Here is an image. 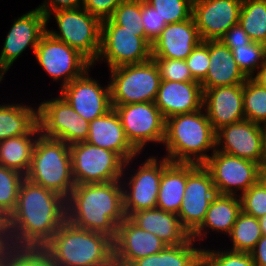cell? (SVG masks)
I'll use <instances>...</instances> for the list:
<instances>
[{
  "instance_id": "cell-1",
  "label": "cell",
  "mask_w": 266,
  "mask_h": 266,
  "mask_svg": "<svg viewBox=\"0 0 266 266\" xmlns=\"http://www.w3.org/2000/svg\"><path fill=\"white\" fill-rule=\"evenodd\" d=\"M65 221L66 199L25 178L16 209L4 222L7 247L42 248Z\"/></svg>"
},
{
  "instance_id": "cell-22",
  "label": "cell",
  "mask_w": 266,
  "mask_h": 266,
  "mask_svg": "<svg viewBox=\"0 0 266 266\" xmlns=\"http://www.w3.org/2000/svg\"><path fill=\"white\" fill-rule=\"evenodd\" d=\"M154 103L165 120L174 115L199 111L203 108L201 83L161 80Z\"/></svg>"
},
{
  "instance_id": "cell-29",
  "label": "cell",
  "mask_w": 266,
  "mask_h": 266,
  "mask_svg": "<svg viewBox=\"0 0 266 266\" xmlns=\"http://www.w3.org/2000/svg\"><path fill=\"white\" fill-rule=\"evenodd\" d=\"M40 135L38 123L25 135L0 142V165L26 175L29 171L35 142Z\"/></svg>"
},
{
  "instance_id": "cell-54",
  "label": "cell",
  "mask_w": 266,
  "mask_h": 266,
  "mask_svg": "<svg viewBox=\"0 0 266 266\" xmlns=\"http://www.w3.org/2000/svg\"><path fill=\"white\" fill-rule=\"evenodd\" d=\"M261 179L265 182L266 184V171H261Z\"/></svg>"
},
{
  "instance_id": "cell-16",
  "label": "cell",
  "mask_w": 266,
  "mask_h": 266,
  "mask_svg": "<svg viewBox=\"0 0 266 266\" xmlns=\"http://www.w3.org/2000/svg\"><path fill=\"white\" fill-rule=\"evenodd\" d=\"M11 26L0 53V82L27 47L30 46L35 52L40 39L47 32L48 24L46 16L35 8L16 18Z\"/></svg>"
},
{
  "instance_id": "cell-36",
  "label": "cell",
  "mask_w": 266,
  "mask_h": 266,
  "mask_svg": "<svg viewBox=\"0 0 266 266\" xmlns=\"http://www.w3.org/2000/svg\"><path fill=\"white\" fill-rule=\"evenodd\" d=\"M231 50L239 69L247 78L254 76L266 60L265 44L259 42H251Z\"/></svg>"
},
{
  "instance_id": "cell-9",
  "label": "cell",
  "mask_w": 266,
  "mask_h": 266,
  "mask_svg": "<svg viewBox=\"0 0 266 266\" xmlns=\"http://www.w3.org/2000/svg\"><path fill=\"white\" fill-rule=\"evenodd\" d=\"M75 185L121 180L125 161L115 152L88 142L70 145Z\"/></svg>"
},
{
  "instance_id": "cell-43",
  "label": "cell",
  "mask_w": 266,
  "mask_h": 266,
  "mask_svg": "<svg viewBox=\"0 0 266 266\" xmlns=\"http://www.w3.org/2000/svg\"><path fill=\"white\" fill-rule=\"evenodd\" d=\"M195 81L201 83L209 68V40L202 41L185 59Z\"/></svg>"
},
{
  "instance_id": "cell-48",
  "label": "cell",
  "mask_w": 266,
  "mask_h": 266,
  "mask_svg": "<svg viewBox=\"0 0 266 266\" xmlns=\"http://www.w3.org/2000/svg\"><path fill=\"white\" fill-rule=\"evenodd\" d=\"M250 254L255 266H266V235H262Z\"/></svg>"
},
{
  "instance_id": "cell-7",
  "label": "cell",
  "mask_w": 266,
  "mask_h": 266,
  "mask_svg": "<svg viewBox=\"0 0 266 266\" xmlns=\"http://www.w3.org/2000/svg\"><path fill=\"white\" fill-rule=\"evenodd\" d=\"M109 70L112 105L155 101L161 76L153 59L140 64L121 65Z\"/></svg>"
},
{
  "instance_id": "cell-11",
  "label": "cell",
  "mask_w": 266,
  "mask_h": 266,
  "mask_svg": "<svg viewBox=\"0 0 266 266\" xmlns=\"http://www.w3.org/2000/svg\"><path fill=\"white\" fill-rule=\"evenodd\" d=\"M117 112L125 136L140 153L152 143H164L166 120L154 102L112 105Z\"/></svg>"
},
{
  "instance_id": "cell-50",
  "label": "cell",
  "mask_w": 266,
  "mask_h": 266,
  "mask_svg": "<svg viewBox=\"0 0 266 266\" xmlns=\"http://www.w3.org/2000/svg\"><path fill=\"white\" fill-rule=\"evenodd\" d=\"M7 249L5 233H4V224H0V257L5 253Z\"/></svg>"
},
{
  "instance_id": "cell-23",
  "label": "cell",
  "mask_w": 266,
  "mask_h": 266,
  "mask_svg": "<svg viewBox=\"0 0 266 266\" xmlns=\"http://www.w3.org/2000/svg\"><path fill=\"white\" fill-rule=\"evenodd\" d=\"M201 42L193 17L182 22L167 24L152 43V58L185 60Z\"/></svg>"
},
{
  "instance_id": "cell-14",
  "label": "cell",
  "mask_w": 266,
  "mask_h": 266,
  "mask_svg": "<svg viewBox=\"0 0 266 266\" xmlns=\"http://www.w3.org/2000/svg\"><path fill=\"white\" fill-rule=\"evenodd\" d=\"M203 164L210 172L217 194L239 195L261 179L258 163L215 150Z\"/></svg>"
},
{
  "instance_id": "cell-39",
  "label": "cell",
  "mask_w": 266,
  "mask_h": 266,
  "mask_svg": "<svg viewBox=\"0 0 266 266\" xmlns=\"http://www.w3.org/2000/svg\"><path fill=\"white\" fill-rule=\"evenodd\" d=\"M7 266H56L43 248L7 247Z\"/></svg>"
},
{
  "instance_id": "cell-30",
  "label": "cell",
  "mask_w": 266,
  "mask_h": 266,
  "mask_svg": "<svg viewBox=\"0 0 266 266\" xmlns=\"http://www.w3.org/2000/svg\"><path fill=\"white\" fill-rule=\"evenodd\" d=\"M190 237L178 246H167L157 254L133 261L129 266H201L202 248Z\"/></svg>"
},
{
  "instance_id": "cell-46",
  "label": "cell",
  "mask_w": 266,
  "mask_h": 266,
  "mask_svg": "<svg viewBox=\"0 0 266 266\" xmlns=\"http://www.w3.org/2000/svg\"><path fill=\"white\" fill-rule=\"evenodd\" d=\"M219 40L230 49L253 42L239 23L232 26Z\"/></svg>"
},
{
  "instance_id": "cell-25",
  "label": "cell",
  "mask_w": 266,
  "mask_h": 266,
  "mask_svg": "<svg viewBox=\"0 0 266 266\" xmlns=\"http://www.w3.org/2000/svg\"><path fill=\"white\" fill-rule=\"evenodd\" d=\"M129 219L142 230L157 236L167 246L181 245L191 237L182 227L177 214L157 207L137 211Z\"/></svg>"
},
{
  "instance_id": "cell-31",
  "label": "cell",
  "mask_w": 266,
  "mask_h": 266,
  "mask_svg": "<svg viewBox=\"0 0 266 266\" xmlns=\"http://www.w3.org/2000/svg\"><path fill=\"white\" fill-rule=\"evenodd\" d=\"M37 123V108L23 103L0 104V142L27 134Z\"/></svg>"
},
{
  "instance_id": "cell-34",
  "label": "cell",
  "mask_w": 266,
  "mask_h": 266,
  "mask_svg": "<svg viewBox=\"0 0 266 266\" xmlns=\"http://www.w3.org/2000/svg\"><path fill=\"white\" fill-rule=\"evenodd\" d=\"M25 175L0 165V220L5 222L17 206L18 192Z\"/></svg>"
},
{
  "instance_id": "cell-52",
  "label": "cell",
  "mask_w": 266,
  "mask_h": 266,
  "mask_svg": "<svg viewBox=\"0 0 266 266\" xmlns=\"http://www.w3.org/2000/svg\"><path fill=\"white\" fill-rule=\"evenodd\" d=\"M262 235H266V214L259 218Z\"/></svg>"
},
{
  "instance_id": "cell-8",
  "label": "cell",
  "mask_w": 266,
  "mask_h": 266,
  "mask_svg": "<svg viewBox=\"0 0 266 266\" xmlns=\"http://www.w3.org/2000/svg\"><path fill=\"white\" fill-rule=\"evenodd\" d=\"M103 59L109 69L144 63L152 59V43L144 29H126L109 18L101 23V46L96 61Z\"/></svg>"
},
{
  "instance_id": "cell-3",
  "label": "cell",
  "mask_w": 266,
  "mask_h": 266,
  "mask_svg": "<svg viewBox=\"0 0 266 266\" xmlns=\"http://www.w3.org/2000/svg\"><path fill=\"white\" fill-rule=\"evenodd\" d=\"M56 266H115L113 239L67 220L42 247Z\"/></svg>"
},
{
  "instance_id": "cell-2",
  "label": "cell",
  "mask_w": 266,
  "mask_h": 266,
  "mask_svg": "<svg viewBox=\"0 0 266 266\" xmlns=\"http://www.w3.org/2000/svg\"><path fill=\"white\" fill-rule=\"evenodd\" d=\"M126 218L121 180L75 185L66 199V220L74 226L111 237Z\"/></svg>"
},
{
  "instance_id": "cell-6",
  "label": "cell",
  "mask_w": 266,
  "mask_h": 266,
  "mask_svg": "<svg viewBox=\"0 0 266 266\" xmlns=\"http://www.w3.org/2000/svg\"><path fill=\"white\" fill-rule=\"evenodd\" d=\"M51 15L54 16L59 31L47 28V33L78 50L94 66L101 46L102 21L83 7L51 12L46 17L47 23Z\"/></svg>"
},
{
  "instance_id": "cell-27",
  "label": "cell",
  "mask_w": 266,
  "mask_h": 266,
  "mask_svg": "<svg viewBox=\"0 0 266 266\" xmlns=\"http://www.w3.org/2000/svg\"><path fill=\"white\" fill-rule=\"evenodd\" d=\"M241 212L239 195L217 194L209 205L204 222L191 235V238L194 241L206 239L208 234L207 230L229 235Z\"/></svg>"
},
{
  "instance_id": "cell-32",
  "label": "cell",
  "mask_w": 266,
  "mask_h": 266,
  "mask_svg": "<svg viewBox=\"0 0 266 266\" xmlns=\"http://www.w3.org/2000/svg\"><path fill=\"white\" fill-rule=\"evenodd\" d=\"M238 23L253 42L266 44V0H242Z\"/></svg>"
},
{
  "instance_id": "cell-18",
  "label": "cell",
  "mask_w": 266,
  "mask_h": 266,
  "mask_svg": "<svg viewBox=\"0 0 266 266\" xmlns=\"http://www.w3.org/2000/svg\"><path fill=\"white\" fill-rule=\"evenodd\" d=\"M266 127L243 120L216 131V150L260 165Z\"/></svg>"
},
{
  "instance_id": "cell-15",
  "label": "cell",
  "mask_w": 266,
  "mask_h": 266,
  "mask_svg": "<svg viewBox=\"0 0 266 266\" xmlns=\"http://www.w3.org/2000/svg\"><path fill=\"white\" fill-rule=\"evenodd\" d=\"M178 212L182 227L190 236L202 225L212 199L217 195L210 172L203 166L187 163V183Z\"/></svg>"
},
{
  "instance_id": "cell-5",
  "label": "cell",
  "mask_w": 266,
  "mask_h": 266,
  "mask_svg": "<svg viewBox=\"0 0 266 266\" xmlns=\"http://www.w3.org/2000/svg\"><path fill=\"white\" fill-rule=\"evenodd\" d=\"M25 178L67 199L75 186L70 145L40 134L35 142Z\"/></svg>"
},
{
  "instance_id": "cell-53",
  "label": "cell",
  "mask_w": 266,
  "mask_h": 266,
  "mask_svg": "<svg viewBox=\"0 0 266 266\" xmlns=\"http://www.w3.org/2000/svg\"><path fill=\"white\" fill-rule=\"evenodd\" d=\"M0 266H7V250L5 253L0 257Z\"/></svg>"
},
{
  "instance_id": "cell-38",
  "label": "cell",
  "mask_w": 266,
  "mask_h": 266,
  "mask_svg": "<svg viewBox=\"0 0 266 266\" xmlns=\"http://www.w3.org/2000/svg\"><path fill=\"white\" fill-rule=\"evenodd\" d=\"M201 266H255V263L252 255L247 252L202 248Z\"/></svg>"
},
{
  "instance_id": "cell-19",
  "label": "cell",
  "mask_w": 266,
  "mask_h": 266,
  "mask_svg": "<svg viewBox=\"0 0 266 266\" xmlns=\"http://www.w3.org/2000/svg\"><path fill=\"white\" fill-rule=\"evenodd\" d=\"M242 0H194L192 17L202 41L219 40L238 24Z\"/></svg>"
},
{
  "instance_id": "cell-10",
  "label": "cell",
  "mask_w": 266,
  "mask_h": 266,
  "mask_svg": "<svg viewBox=\"0 0 266 266\" xmlns=\"http://www.w3.org/2000/svg\"><path fill=\"white\" fill-rule=\"evenodd\" d=\"M40 134L72 145L85 142L89 135V121L81 117L60 95L43 101L37 108Z\"/></svg>"
},
{
  "instance_id": "cell-12",
  "label": "cell",
  "mask_w": 266,
  "mask_h": 266,
  "mask_svg": "<svg viewBox=\"0 0 266 266\" xmlns=\"http://www.w3.org/2000/svg\"><path fill=\"white\" fill-rule=\"evenodd\" d=\"M158 160L156 156H149L135 170V173L130 175V178L125 177V169L130 165V162L132 163L133 159L125 162L121 183L126 218L137 211L156 208L163 172V157ZM126 180H128L127 183Z\"/></svg>"
},
{
  "instance_id": "cell-40",
  "label": "cell",
  "mask_w": 266,
  "mask_h": 266,
  "mask_svg": "<svg viewBox=\"0 0 266 266\" xmlns=\"http://www.w3.org/2000/svg\"><path fill=\"white\" fill-rule=\"evenodd\" d=\"M239 197L243 213L258 219L266 214V184L262 179Z\"/></svg>"
},
{
  "instance_id": "cell-33",
  "label": "cell",
  "mask_w": 266,
  "mask_h": 266,
  "mask_svg": "<svg viewBox=\"0 0 266 266\" xmlns=\"http://www.w3.org/2000/svg\"><path fill=\"white\" fill-rule=\"evenodd\" d=\"M228 237L233 243L228 250L250 253L262 237L259 219L241 212Z\"/></svg>"
},
{
  "instance_id": "cell-26",
  "label": "cell",
  "mask_w": 266,
  "mask_h": 266,
  "mask_svg": "<svg viewBox=\"0 0 266 266\" xmlns=\"http://www.w3.org/2000/svg\"><path fill=\"white\" fill-rule=\"evenodd\" d=\"M247 77L239 69L232 50L220 40H209V68L202 89L244 84Z\"/></svg>"
},
{
  "instance_id": "cell-4",
  "label": "cell",
  "mask_w": 266,
  "mask_h": 266,
  "mask_svg": "<svg viewBox=\"0 0 266 266\" xmlns=\"http://www.w3.org/2000/svg\"><path fill=\"white\" fill-rule=\"evenodd\" d=\"M215 135L204 108L171 116L165 125V158L175 163L203 165L210 157L207 152L216 150Z\"/></svg>"
},
{
  "instance_id": "cell-41",
  "label": "cell",
  "mask_w": 266,
  "mask_h": 266,
  "mask_svg": "<svg viewBox=\"0 0 266 266\" xmlns=\"http://www.w3.org/2000/svg\"><path fill=\"white\" fill-rule=\"evenodd\" d=\"M110 19L126 29H144L142 22V0H124L113 12Z\"/></svg>"
},
{
  "instance_id": "cell-44",
  "label": "cell",
  "mask_w": 266,
  "mask_h": 266,
  "mask_svg": "<svg viewBox=\"0 0 266 266\" xmlns=\"http://www.w3.org/2000/svg\"><path fill=\"white\" fill-rule=\"evenodd\" d=\"M147 39L153 43L165 28V20H162L158 12L145 0H142V22Z\"/></svg>"
},
{
  "instance_id": "cell-45",
  "label": "cell",
  "mask_w": 266,
  "mask_h": 266,
  "mask_svg": "<svg viewBox=\"0 0 266 266\" xmlns=\"http://www.w3.org/2000/svg\"><path fill=\"white\" fill-rule=\"evenodd\" d=\"M124 0H83L82 7L101 21L109 19Z\"/></svg>"
},
{
  "instance_id": "cell-47",
  "label": "cell",
  "mask_w": 266,
  "mask_h": 266,
  "mask_svg": "<svg viewBox=\"0 0 266 266\" xmlns=\"http://www.w3.org/2000/svg\"><path fill=\"white\" fill-rule=\"evenodd\" d=\"M83 0H44L39 9L46 17L49 13L62 9H74L82 7Z\"/></svg>"
},
{
  "instance_id": "cell-42",
  "label": "cell",
  "mask_w": 266,
  "mask_h": 266,
  "mask_svg": "<svg viewBox=\"0 0 266 266\" xmlns=\"http://www.w3.org/2000/svg\"><path fill=\"white\" fill-rule=\"evenodd\" d=\"M158 66L161 80L187 82L195 81L185 60L152 58Z\"/></svg>"
},
{
  "instance_id": "cell-49",
  "label": "cell",
  "mask_w": 266,
  "mask_h": 266,
  "mask_svg": "<svg viewBox=\"0 0 266 266\" xmlns=\"http://www.w3.org/2000/svg\"><path fill=\"white\" fill-rule=\"evenodd\" d=\"M256 83L260 86L266 88V60L265 62L259 67L255 76L251 77Z\"/></svg>"
},
{
  "instance_id": "cell-21",
  "label": "cell",
  "mask_w": 266,
  "mask_h": 266,
  "mask_svg": "<svg viewBox=\"0 0 266 266\" xmlns=\"http://www.w3.org/2000/svg\"><path fill=\"white\" fill-rule=\"evenodd\" d=\"M203 90V108L216 132L229 124L245 120L243 84Z\"/></svg>"
},
{
  "instance_id": "cell-13",
  "label": "cell",
  "mask_w": 266,
  "mask_h": 266,
  "mask_svg": "<svg viewBox=\"0 0 266 266\" xmlns=\"http://www.w3.org/2000/svg\"><path fill=\"white\" fill-rule=\"evenodd\" d=\"M38 64L56 82L61 81L60 89L82 76L92 67V63L78 50L45 33L34 52Z\"/></svg>"
},
{
  "instance_id": "cell-28",
  "label": "cell",
  "mask_w": 266,
  "mask_h": 266,
  "mask_svg": "<svg viewBox=\"0 0 266 266\" xmlns=\"http://www.w3.org/2000/svg\"><path fill=\"white\" fill-rule=\"evenodd\" d=\"M187 183V163H175L163 157V172L156 207L178 215Z\"/></svg>"
},
{
  "instance_id": "cell-17",
  "label": "cell",
  "mask_w": 266,
  "mask_h": 266,
  "mask_svg": "<svg viewBox=\"0 0 266 266\" xmlns=\"http://www.w3.org/2000/svg\"><path fill=\"white\" fill-rule=\"evenodd\" d=\"M89 70L66 84L59 93L81 117L90 122L113 107L109 82L103 88L98 80L89 77Z\"/></svg>"
},
{
  "instance_id": "cell-51",
  "label": "cell",
  "mask_w": 266,
  "mask_h": 266,
  "mask_svg": "<svg viewBox=\"0 0 266 266\" xmlns=\"http://www.w3.org/2000/svg\"><path fill=\"white\" fill-rule=\"evenodd\" d=\"M261 171H266V131L263 138V156L260 163Z\"/></svg>"
},
{
  "instance_id": "cell-35",
  "label": "cell",
  "mask_w": 266,
  "mask_h": 266,
  "mask_svg": "<svg viewBox=\"0 0 266 266\" xmlns=\"http://www.w3.org/2000/svg\"><path fill=\"white\" fill-rule=\"evenodd\" d=\"M243 106L245 120L266 127V88L252 78L243 84Z\"/></svg>"
},
{
  "instance_id": "cell-37",
  "label": "cell",
  "mask_w": 266,
  "mask_h": 266,
  "mask_svg": "<svg viewBox=\"0 0 266 266\" xmlns=\"http://www.w3.org/2000/svg\"><path fill=\"white\" fill-rule=\"evenodd\" d=\"M165 20L166 25L192 17V0H145Z\"/></svg>"
},
{
  "instance_id": "cell-24",
  "label": "cell",
  "mask_w": 266,
  "mask_h": 266,
  "mask_svg": "<svg viewBox=\"0 0 266 266\" xmlns=\"http://www.w3.org/2000/svg\"><path fill=\"white\" fill-rule=\"evenodd\" d=\"M86 142L117 153L125 162L141 154L127 140L114 108L90 121Z\"/></svg>"
},
{
  "instance_id": "cell-20",
  "label": "cell",
  "mask_w": 266,
  "mask_h": 266,
  "mask_svg": "<svg viewBox=\"0 0 266 266\" xmlns=\"http://www.w3.org/2000/svg\"><path fill=\"white\" fill-rule=\"evenodd\" d=\"M113 246L115 266H129L133 261L157 254L167 247L165 242L142 230L129 218L118 225Z\"/></svg>"
}]
</instances>
